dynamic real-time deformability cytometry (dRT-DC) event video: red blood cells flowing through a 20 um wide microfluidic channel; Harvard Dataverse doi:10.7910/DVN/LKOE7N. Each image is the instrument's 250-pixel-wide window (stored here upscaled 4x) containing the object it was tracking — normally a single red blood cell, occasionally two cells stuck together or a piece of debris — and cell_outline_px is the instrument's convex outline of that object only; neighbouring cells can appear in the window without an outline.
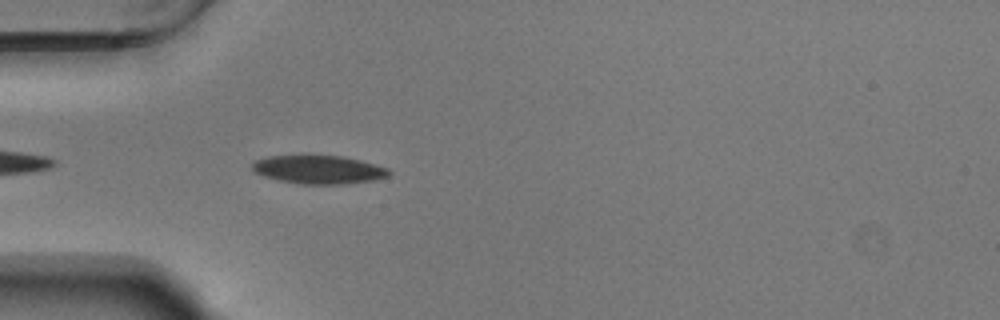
{"species": "Egyptian fruit bat (a non-hibernating species)", "species_latin": "Rousettus aegyptiacus", "temperature_condition": "warm", "stored_images_in_passage": 13, "camera_frame_rate_fps": 3000, "um_per_image_px": 0.085, "animal": {"sex": "male"}, "frame": {"image": 1, "passage_image": 3, "time_ms": 0.667, "image_size_px": [1000, 320], "cell_outline_px": [[392, 172], [388, 176], [372, 180], [340, 184], [300, 184], [280, 180], [264, 176], [252, 172], [252, 164], [256, 160], [268, 156], [344, 156], [360, 160], [388, 168]], "centroid_in_image_um": [27.07, 14.41], "position_along_channel_um": 57.9, "area_um2": 22.43}}
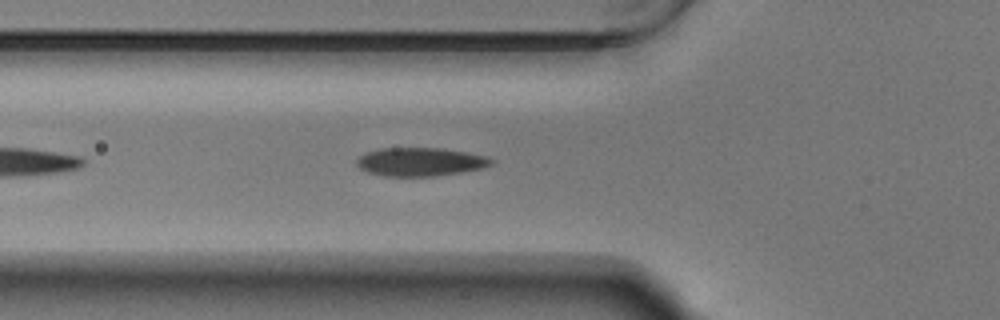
{"frame": {"image": 2, "passage_image": 6, "time_ms": 1.667, "image_size_px": [1000, 320], "cell_outline_px": [[496, 160], [492, 164], [484, 168], [436, 176], [384, 176], [368, 172], [360, 168], [356, 164], [356, 160], [360, 156], [368, 152], [380, 148], [444, 148], [488, 156]], "centroid_in_image_um": [35.77, 13.75], "position_along_channel_um": 90.0, "area_um2": 22.43}}
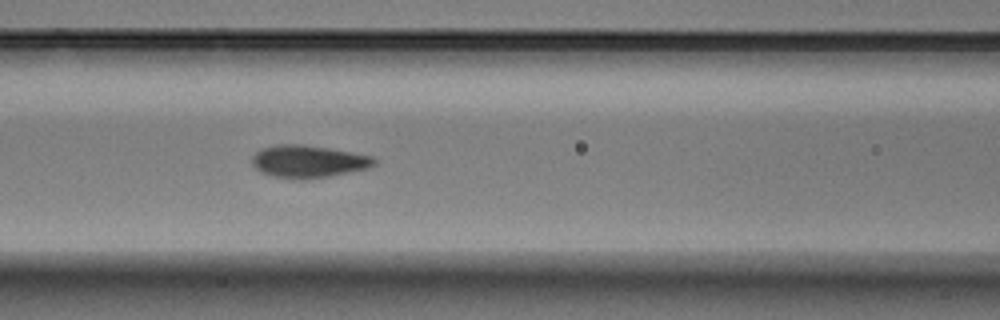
{"frame": {"image": 3, "passage_image": 10, "time_ms": 3.0, "image_size_px": [1000, 320], "cell_outline_px": [[376, 164], [368, 168], [308, 180], [292, 180], [272, 176], [260, 172], [252, 164], [252, 156], [260, 148], [276, 144], [300, 144], [372, 156], [376, 160]], "centroid_in_image_um": [26.13, 13.74], "position_along_channel_um": 140.5, "area_um2": 23.12}}